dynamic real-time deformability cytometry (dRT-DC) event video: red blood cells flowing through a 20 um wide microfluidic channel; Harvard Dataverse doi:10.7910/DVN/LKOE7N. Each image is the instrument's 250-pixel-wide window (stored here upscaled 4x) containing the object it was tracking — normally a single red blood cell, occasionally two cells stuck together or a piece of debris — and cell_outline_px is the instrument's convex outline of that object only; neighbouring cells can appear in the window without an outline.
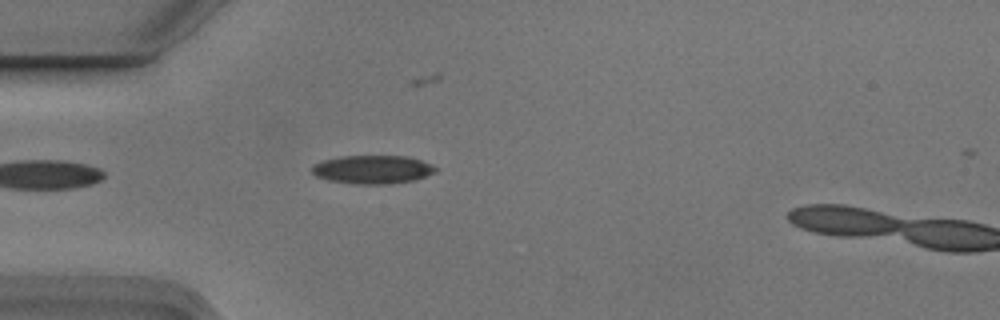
{"species": "Egyptian fruit bat (a non-hibernating species)", "species_latin": "Rousettus aegyptiacus", "temperature_condition": "cold", "stored_images_in_passage": 5, "camera_frame_rate_fps": 3000, "um_per_image_px": 0.085, "animal": {"sex": "male"}, "frame": {"image": 1, "passage_image": 4, "time_ms": 1.0, "image_size_px": [1000, 320], "cell_outline_px": [[440, 168], [436, 172], [416, 180], [392, 184], [356, 184], [328, 180], [316, 176], [312, 172], [312, 164], [324, 160], [340, 156], [408, 156], [432, 164]], "centroid_in_image_um": [31.71, 14.41], "position_along_channel_um": 53.3, "area_um2": 20.75}}